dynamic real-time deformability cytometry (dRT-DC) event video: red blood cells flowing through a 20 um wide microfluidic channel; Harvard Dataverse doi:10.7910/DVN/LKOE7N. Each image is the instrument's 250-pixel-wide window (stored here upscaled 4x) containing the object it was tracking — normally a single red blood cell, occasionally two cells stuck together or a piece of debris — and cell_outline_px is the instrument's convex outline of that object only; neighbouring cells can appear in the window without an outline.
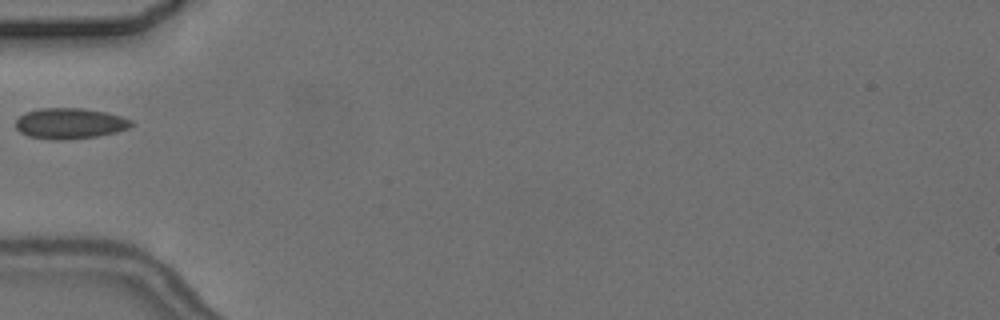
{"species": "common noctule bat (a hibernating species)", "species_latin": "Nyctalus noctula", "temperature_condition": "cold", "stored_images_in_passage": 2, "camera_frame_rate_fps": 3000, "um_per_image_px": 0.085, "animal": {"sex": "female", "body_mass_g": 24.6, "forearm_length_mm": 56.2}, "frame": {"image": 1, "passage_image": 2, "time_ms": 1.0, "image_size_px": [1000, 320], "cell_outline_px": [[132, 124], [128, 128], [116, 132], [96, 136], [64, 140], [52, 140], [28, 136], [20, 132], [16, 128], [16, 120], [24, 112], [40, 108], [84, 108], [104, 112], [120, 116], [132, 120]], "centroid_in_image_um": [5.9, 10.49], "position_along_channel_um": 79.1, "area_um2": 20.69}}